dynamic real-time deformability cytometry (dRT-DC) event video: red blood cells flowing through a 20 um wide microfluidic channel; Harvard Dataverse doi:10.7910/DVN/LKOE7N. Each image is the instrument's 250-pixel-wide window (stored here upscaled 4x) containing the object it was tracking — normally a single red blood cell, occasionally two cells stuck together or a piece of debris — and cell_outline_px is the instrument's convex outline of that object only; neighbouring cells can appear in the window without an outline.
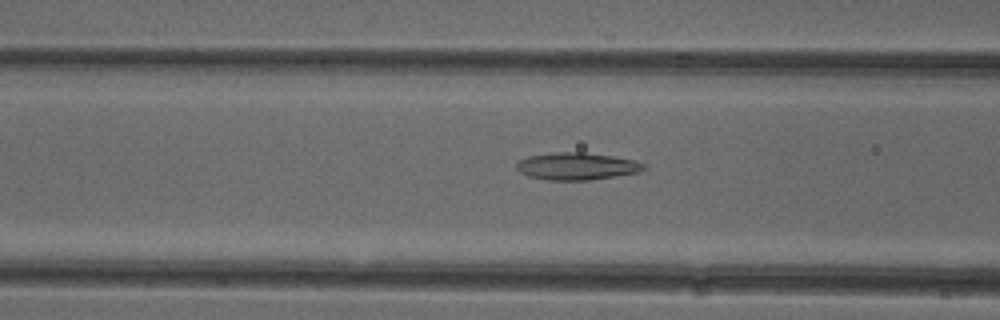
{"species": "common noctule bat (a hibernating species)", "species_latin": "Nyctalus noctula", "temperature_condition": "cold", "stored_images_in_passage": 41, "camera_frame_rate_fps": 3000, "um_per_image_px": 0.085, "animal": {"sex": "female"}, "frame": {"image": 1, "passage_image": 9, "time_ms": 2.667, "image_size_px": [1000, 320], "cell_outline_px": [[644, 168], [636, 172], [616, 176], [588, 180], [548, 180], [528, 176], [520, 172], [516, 168], [516, 164], [520, 160], [528, 156], [552, 152], [584, 152], [612, 156], [636, 160], [644, 164]], "centroid_in_image_um": [48.99, 14.12], "position_along_channel_um": 117.6, "area_um2": 20.11}}
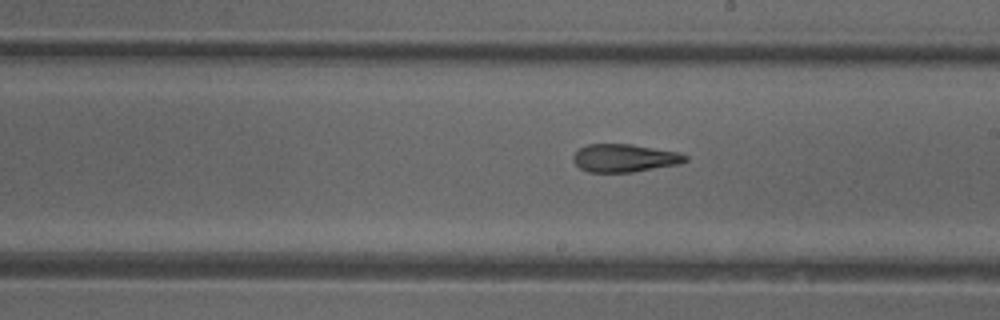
{"frame": {"image": 2, "passage_image": 18, "time_ms": 5.667, "image_size_px": [1000, 320], "cell_outline_px": [[688, 160], [680, 164], [632, 172], [588, 172], [580, 168], [572, 160], [572, 156], [580, 148], [588, 144], [632, 144], [680, 152], [688, 156]], "centroid_in_image_um": [53.11, 13.43], "position_along_channel_um": 235.9, "area_um2": 18.38}}
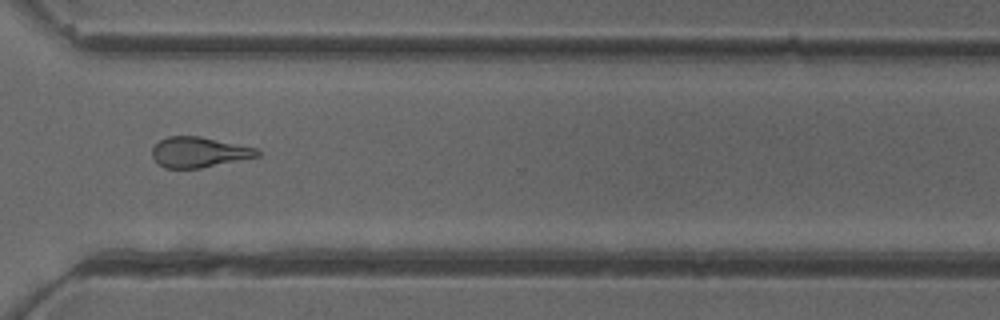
{"frame": {"image": 3, "passage_image": 27, "time_ms": 8.667, "image_size_px": [1000, 320], "cell_outline_px": [[260, 156], [200, 168], [164, 168], [152, 156], [152, 148], [160, 140], [168, 136], [200, 136], [256, 148], [260, 152]], "centroid_in_image_um": [16.91, 12.93], "position_along_channel_um": 353.7, "area_um2": 18.44}, "authors_computed_cell_mechanics": {"area_um2": 19.2474, "velocity_mm_per_s": 3.9424, "shape_relaxation_time_tau1_ms": 11.2369, "shape_relaxation_time_tau2_ms": 2.7099, "deformation_change_tau1": 0.2416, "deformation_change_tau2": 0.1237}}